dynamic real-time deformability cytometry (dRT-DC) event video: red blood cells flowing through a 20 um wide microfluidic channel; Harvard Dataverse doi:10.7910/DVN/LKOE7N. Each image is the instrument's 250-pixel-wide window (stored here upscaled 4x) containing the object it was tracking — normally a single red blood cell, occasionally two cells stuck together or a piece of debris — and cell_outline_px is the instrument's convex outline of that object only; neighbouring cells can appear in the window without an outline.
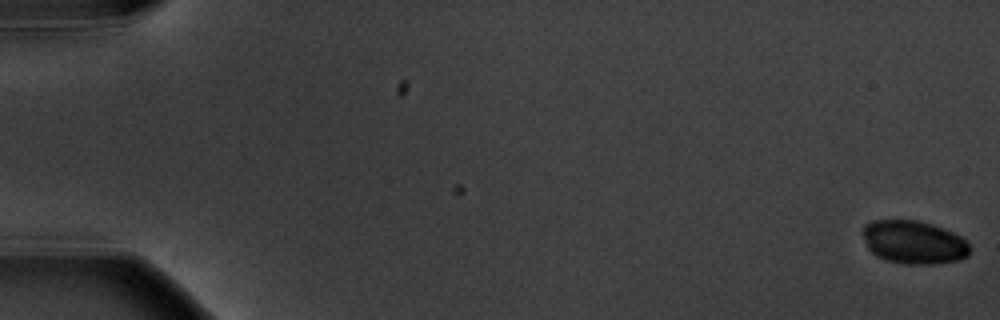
{"species": "common noctule bat (a hibernating species)", "species_latin": "Nyctalus noctula", "temperature_condition": "warm", "stored_images_in_passage": 2, "camera_frame_rate_fps": 3000, "um_per_image_px": 0.085, "animal": {"sex": "male", "body_mass_g": 20.1, "forearm_length_mm": 53.5}, "frame": {"image": 1, "passage_image": 2, "time_ms": 1.333, "image_size_px": [1000, 320], "cell_outline_px": [[972, 248], [968, 256], [960, 260], [932, 264], [908, 264], [888, 260], [876, 256], [868, 248], [860, 232], [864, 224], [872, 220], [916, 220], [932, 224], [952, 232], [968, 240]], "centroid_in_image_um": [77.68, 20.58], "position_along_channel_um": 7.3, "area_um2": 27.34}}